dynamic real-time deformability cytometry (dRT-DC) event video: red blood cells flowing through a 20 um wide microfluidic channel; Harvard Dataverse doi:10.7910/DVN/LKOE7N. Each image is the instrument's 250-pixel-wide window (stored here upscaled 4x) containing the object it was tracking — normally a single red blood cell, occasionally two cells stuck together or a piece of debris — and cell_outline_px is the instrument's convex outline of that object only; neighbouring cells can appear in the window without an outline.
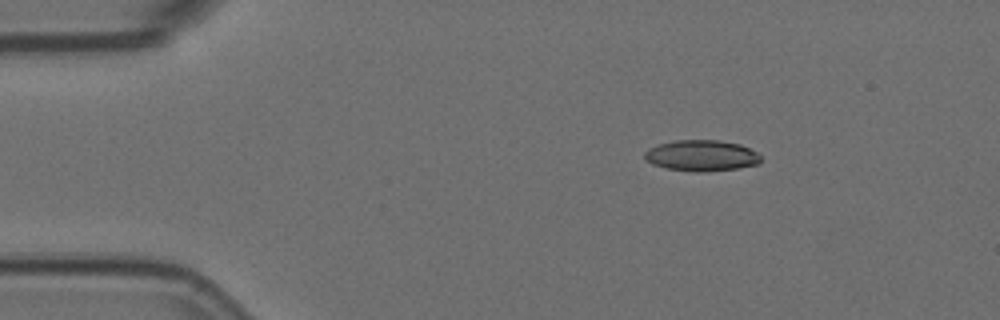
{"species": "Egyptian fruit bat (a non-hibernating species)", "species_latin": "Rousettus aegyptiacus", "temperature_condition": "room temperature", "stored_images_in_passage": 3, "camera_frame_rate_fps": 3000, "um_per_image_px": 0.085, "animal": {"sex": "female"}, "frame": {"image": 1, "passage_image": 2, "time_ms": 0.333, "image_size_px": [1000, 320], "cell_outline_px": [[760, 160], [756, 164], [736, 168], [704, 172], [696, 172], [668, 168], [652, 164], [644, 160], [644, 152], [648, 148], [656, 144], [676, 140], [720, 140], [740, 144], [756, 152], [760, 156]], "centroid_in_image_um": [59.57, 13.21], "position_along_channel_um": 25.4, "area_um2": 20.98}}